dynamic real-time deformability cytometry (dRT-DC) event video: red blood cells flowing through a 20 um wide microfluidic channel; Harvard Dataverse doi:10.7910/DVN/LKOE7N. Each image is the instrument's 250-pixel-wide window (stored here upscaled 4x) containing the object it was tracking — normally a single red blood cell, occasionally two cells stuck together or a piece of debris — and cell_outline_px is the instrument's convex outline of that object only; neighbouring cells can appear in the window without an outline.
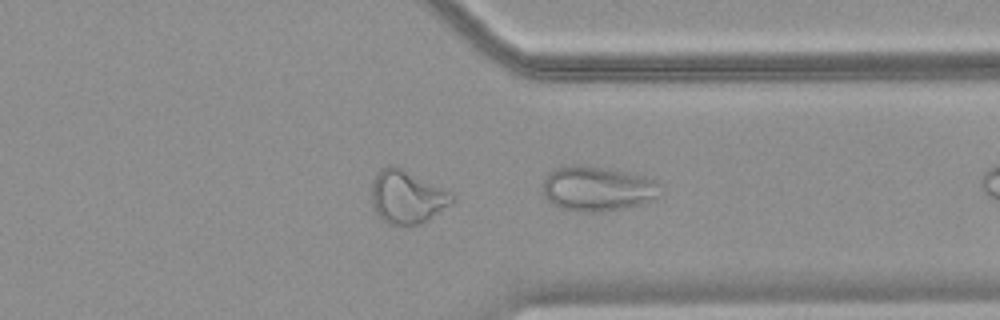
{"species": "common noctule bat (a hibernating species)", "species_latin": "Nyctalus noctula", "temperature_condition": "warm", "stored_images_in_passage": 23, "camera_frame_rate_fps": 3000, "um_per_image_px": 0.085, "animal": {"sex": "female", "body_mass_g": 18.4}, "frame": {"image": 1, "passage_image": 23, "time_ms": 7.333, "image_size_px": [1000, 320], "cell_outline_px": [[660, 196], [656, 200], [640, 204], [600, 212], [580, 212], [560, 208], [552, 204], [544, 196], [544, 180], [548, 172], [564, 164], [608, 168], [644, 176], [656, 180]], "centroid_in_image_um": [50.76, 16.04], "position_along_channel_um": 360.6, "area_um2": 30.75}}